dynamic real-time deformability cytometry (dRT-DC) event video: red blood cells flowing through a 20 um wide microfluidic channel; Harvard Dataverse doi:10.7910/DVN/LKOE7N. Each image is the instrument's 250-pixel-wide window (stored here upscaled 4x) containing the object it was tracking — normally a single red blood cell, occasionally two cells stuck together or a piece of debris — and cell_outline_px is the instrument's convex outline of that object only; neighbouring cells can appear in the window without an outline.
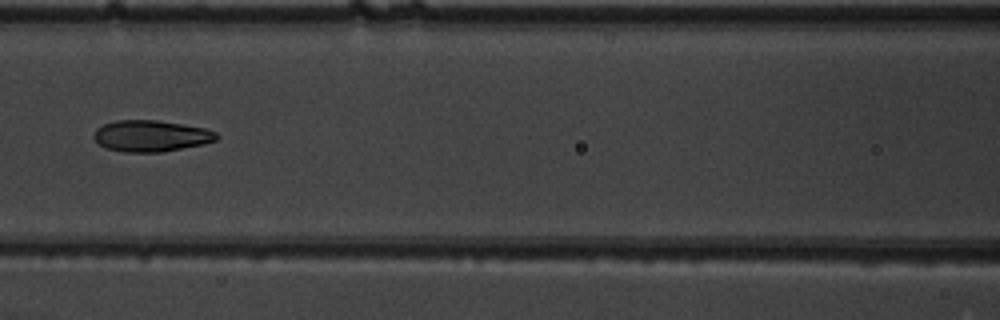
{"species": "common noctule bat (a hibernating species)", "species_latin": "Nyctalus noctula", "temperature_condition": "warm", "stored_images_in_passage": 7, "camera_frame_rate_fps": 3000, "um_per_image_px": 0.085, "animal": {"sex": "male", "body_mass_g": 19.5, "forearm_length_mm": 54.6}, "frame": {"image": 1, "passage_image": 6, "time_ms": 1.667, "image_size_px": [1000, 320], "cell_outline_px": [[220, 136], [216, 140], [204, 144], [160, 152], [124, 152], [108, 148], [100, 144], [92, 136], [96, 128], [104, 124], [116, 120], [156, 120], [204, 128], [216, 132]], "centroid_in_image_um": [12.83, 11.55], "position_along_channel_um": 153.8, "area_um2": 22.25}}
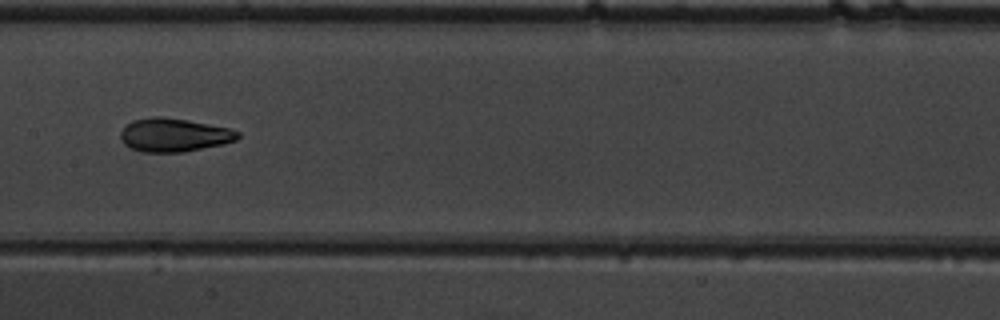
{"frame": {"image": 2, "passage_image": 7, "time_ms": 2.0, "image_size_px": [1000, 320], "cell_outline_px": [[240, 136], [236, 140], [224, 144], [184, 152], [140, 152], [124, 144], [120, 136], [120, 132], [132, 120], [152, 116], [160, 116], [188, 120], [232, 128], [240, 132]], "centroid_in_image_um": [14.82, 11.47], "position_along_channel_um": 192.6, "area_um2": 23.06}}